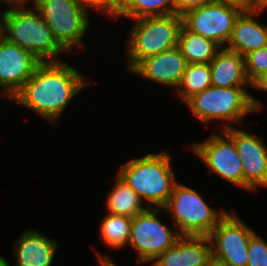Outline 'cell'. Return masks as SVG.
Returning a JSON list of instances; mask_svg holds the SVG:
<instances>
[{
    "label": "cell",
    "mask_w": 267,
    "mask_h": 266,
    "mask_svg": "<svg viewBox=\"0 0 267 266\" xmlns=\"http://www.w3.org/2000/svg\"><path fill=\"white\" fill-rule=\"evenodd\" d=\"M194 116L207 125L212 120L242 123V119L261 109V102L246 92L244 86H210L190 97L186 103Z\"/></svg>",
    "instance_id": "cell-4"
},
{
    "label": "cell",
    "mask_w": 267,
    "mask_h": 266,
    "mask_svg": "<svg viewBox=\"0 0 267 266\" xmlns=\"http://www.w3.org/2000/svg\"><path fill=\"white\" fill-rule=\"evenodd\" d=\"M33 5L66 52L78 46L84 49L82 38L90 23L88 9L79 0H33Z\"/></svg>",
    "instance_id": "cell-7"
},
{
    "label": "cell",
    "mask_w": 267,
    "mask_h": 266,
    "mask_svg": "<svg viewBox=\"0 0 267 266\" xmlns=\"http://www.w3.org/2000/svg\"><path fill=\"white\" fill-rule=\"evenodd\" d=\"M212 134L206 141L191 145L190 149L207 165L210 174L213 171L244 189L242 160L234 141L223 130L221 135Z\"/></svg>",
    "instance_id": "cell-11"
},
{
    "label": "cell",
    "mask_w": 267,
    "mask_h": 266,
    "mask_svg": "<svg viewBox=\"0 0 267 266\" xmlns=\"http://www.w3.org/2000/svg\"><path fill=\"white\" fill-rule=\"evenodd\" d=\"M5 21H6V9L0 15V43L6 39Z\"/></svg>",
    "instance_id": "cell-30"
},
{
    "label": "cell",
    "mask_w": 267,
    "mask_h": 266,
    "mask_svg": "<svg viewBox=\"0 0 267 266\" xmlns=\"http://www.w3.org/2000/svg\"><path fill=\"white\" fill-rule=\"evenodd\" d=\"M104 256L105 255H101V254H99L98 256L101 266H116V264H114V262L111 260L109 256H105V257Z\"/></svg>",
    "instance_id": "cell-32"
},
{
    "label": "cell",
    "mask_w": 267,
    "mask_h": 266,
    "mask_svg": "<svg viewBox=\"0 0 267 266\" xmlns=\"http://www.w3.org/2000/svg\"><path fill=\"white\" fill-rule=\"evenodd\" d=\"M0 266H10L7 260H5L1 255H0Z\"/></svg>",
    "instance_id": "cell-34"
},
{
    "label": "cell",
    "mask_w": 267,
    "mask_h": 266,
    "mask_svg": "<svg viewBox=\"0 0 267 266\" xmlns=\"http://www.w3.org/2000/svg\"><path fill=\"white\" fill-rule=\"evenodd\" d=\"M222 130L234 141L242 160L244 189L254 192L258 186L267 187V146L262 138L233 128L227 123L220 129Z\"/></svg>",
    "instance_id": "cell-12"
},
{
    "label": "cell",
    "mask_w": 267,
    "mask_h": 266,
    "mask_svg": "<svg viewBox=\"0 0 267 266\" xmlns=\"http://www.w3.org/2000/svg\"><path fill=\"white\" fill-rule=\"evenodd\" d=\"M217 1L235 4L247 10L250 0H217Z\"/></svg>",
    "instance_id": "cell-31"
},
{
    "label": "cell",
    "mask_w": 267,
    "mask_h": 266,
    "mask_svg": "<svg viewBox=\"0 0 267 266\" xmlns=\"http://www.w3.org/2000/svg\"><path fill=\"white\" fill-rule=\"evenodd\" d=\"M16 266H51L58 244L37 230H27L15 243Z\"/></svg>",
    "instance_id": "cell-16"
},
{
    "label": "cell",
    "mask_w": 267,
    "mask_h": 266,
    "mask_svg": "<svg viewBox=\"0 0 267 266\" xmlns=\"http://www.w3.org/2000/svg\"><path fill=\"white\" fill-rule=\"evenodd\" d=\"M168 152L147 154L132 159L119 168L118 175L140 196L149 202L148 207L155 205L163 208L177 183ZM151 203V205H150Z\"/></svg>",
    "instance_id": "cell-3"
},
{
    "label": "cell",
    "mask_w": 267,
    "mask_h": 266,
    "mask_svg": "<svg viewBox=\"0 0 267 266\" xmlns=\"http://www.w3.org/2000/svg\"><path fill=\"white\" fill-rule=\"evenodd\" d=\"M245 73L252 84L262 73L267 70V46L250 52L244 56Z\"/></svg>",
    "instance_id": "cell-24"
},
{
    "label": "cell",
    "mask_w": 267,
    "mask_h": 266,
    "mask_svg": "<svg viewBox=\"0 0 267 266\" xmlns=\"http://www.w3.org/2000/svg\"><path fill=\"white\" fill-rule=\"evenodd\" d=\"M254 15L260 13L244 10L236 19L231 38L225 48L242 56L267 46V26L261 25Z\"/></svg>",
    "instance_id": "cell-17"
},
{
    "label": "cell",
    "mask_w": 267,
    "mask_h": 266,
    "mask_svg": "<svg viewBox=\"0 0 267 266\" xmlns=\"http://www.w3.org/2000/svg\"><path fill=\"white\" fill-rule=\"evenodd\" d=\"M162 209L170 212L181 236H208L228 213L211 208L197 191L178 182Z\"/></svg>",
    "instance_id": "cell-6"
},
{
    "label": "cell",
    "mask_w": 267,
    "mask_h": 266,
    "mask_svg": "<svg viewBox=\"0 0 267 266\" xmlns=\"http://www.w3.org/2000/svg\"><path fill=\"white\" fill-rule=\"evenodd\" d=\"M128 39V69L132 71L142 60L178 46L183 26L182 16L144 17L134 20Z\"/></svg>",
    "instance_id": "cell-5"
},
{
    "label": "cell",
    "mask_w": 267,
    "mask_h": 266,
    "mask_svg": "<svg viewBox=\"0 0 267 266\" xmlns=\"http://www.w3.org/2000/svg\"><path fill=\"white\" fill-rule=\"evenodd\" d=\"M242 7L216 1L186 12L183 26L192 33L214 40L221 47L229 42Z\"/></svg>",
    "instance_id": "cell-9"
},
{
    "label": "cell",
    "mask_w": 267,
    "mask_h": 266,
    "mask_svg": "<svg viewBox=\"0 0 267 266\" xmlns=\"http://www.w3.org/2000/svg\"><path fill=\"white\" fill-rule=\"evenodd\" d=\"M265 7H267V0H250L247 11L260 13Z\"/></svg>",
    "instance_id": "cell-28"
},
{
    "label": "cell",
    "mask_w": 267,
    "mask_h": 266,
    "mask_svg": "<svg viewBox=\"0 0 267 266\" xmlns=\"http://www.w3.org/2000/svg\"><path fill=\"white\" fill-rule=\"evenodd\" d=\"M212 257L208 236H181L152 266H207Z\"/></svg>",
    "instance_id": "cell-15"
},
{
    "label": "cell",
    "mask_w": 267,
    "mask_h": 266,
    "mask_svg": "<svg viewBox=\"0 0 267 266\" xmlns=\"http://www.w3.org/2000/svg\"><path fill=\"white\" fill-rule=\"evenodd\" d=\"M41 63L32 53L6 39L0 43V91L12 99ZM2 89V90H1Z\"/></svg>",
    "instance_id": "cell-13"
},
{
    "label": "cell",
    "mask_w": 267,
    "mask_h": 266,
    "mask_svg": "<svg viewBox=\"0 0 267 266\" xmlns=\"http://www.w3.org/2000/svg\"><path fill=\"white\" fill-rule=\"evenodd\" d=\"M187 61L182 55L179 47L166 50L157 55L142 60L132 71L133 74L141 76L149 81L156 82L169 87L180 85Z\"/></svg>",
    "instance_id": "cell-14"
},
{
    "label": "cell",
    "mask_w": 267,
    "mask_h": 266,
    "mask_svg": "<svg viewBox=\"0 0 267 266\" xmlns=\"http://www.w3.org/2000/svg\"><path fill=\"white\" fill-rule=\"evenodd\" d=\"M253 233L236 213H227L208 235L212 257L228 266H247L248 245Z\"/></svg>",
    "instance_id": "cell-10"
},
{
    "label": "cell",
    "mask_w": 267,
    "mask_h": 266,
    "mask_svg": "<svg viewBox=\"0 0 267 266\" xmlns=\"http://www.w3.org/2000/svg\"><path fill=\"white\" fill-rule=\"evenodd\" d=\"M161 212L148 207L132 218L128 244L137 251L138 263L154 261L181 237L178 230H170L156 217Z\"/></svg>",
    "instance_id": "cell-8"
},
{
    "label": "cell",
    "mask_w": 267,
    "mask_h": 266,
    "mask_svg": "<svg viewBox=\"0 0 267 266\" xmlns=\"http://www.w3.org/2000/svg\"><path fill=\"white\" fill-rule=\"evenodd\" d=\"M247 256V266H267V242L256 232L251 235Z\"/></svg>",
    "instance_id": "cell-25"
},
{
    "label": "cell",
    "mask_w": 267,
    "mask_h": 266,
    "mask_svg": "<svg viewBox=\"0 0 267 266\" xmlns=\"http://www.w3.org/2000/svg\"><path fill=\"white\" fill-rule=\"evenodd\" d=\"M252 86L267 92V70L252 83Z\"/></svg>",
    "instance_id": "cell-29"
},
{
    "label": "cell",
    "mask_w": 267,
    "mask_h": 266,
    "mask_svg": "<svg viewBox=\"0 0 267 266\" xmlns=\"http://www.w3.org/2000/svg\"><path fill=\"white\" fill-rule=\"evenodd\" d=\"M209 64L211 86H252L245 73V58L241 54L222 47Z\"/></svg>",
    "instance_id": "cell-18"
},
{
    "label": "cell",
    "mask_w": 267,
    "mask_h": 266,
    "mask_svg": "<svg viewBox=\"0 0 267 266\" xmlns=\"http://www.w3.org/2000/svg\"><path fill=\"white\" fill-rule=\"evenodd\" d=\"M178 47L188 64L209 63L222 48L214 40L187 30L182 26Z\"/></svg>",
    "instance_id": "cell-19"
},
{
    "label": "cell",
    "mask_w": 267,
    "mask_h": 266,
    "mask_svg": "<svg viewBox=\"0 0 267 266\" xmlns=\"http://www.w3.org/2000/svg\"><path fill=\"white\" fill-rule=\"evenodd\" d=\"M131 223V217L108 212L100 224V236L103 242L112 249L126 246L130 240Z\"/></svg>",
    "instance_id": "cell-21"
},
{
    "label": "cell",
    "mask_w": 267,
    "mask_h": 266,
    "mask_svg": "<svg viewBox=\"0 0 267 266\" xmlns=\"http://www.w3.org/2000/svg\"><path fill=\"white\" fill-rule=\"evenodd\" d=\"M79 2L86 9H101L108 17L112 16L115 19H118L124 4V0H79Z\"/></svg>",
    "instance_id": "cell-26"
},
{
    "label": "cell",
    "mask_w": 267,
    "mask_h": 266,
    "mask_svg": "<svg viewBox=\"0 0 267 266\" xmlns=\"http://www.w3.org/2000/svg\"><path fill=\"white\" fill-rule=\"evenodd\" d=\"M217 0H174L175 14L183 16L186 12L201 6L216 2Z\"/></svg>",
    "instance_id": "cell-27"
},
{
    "label": "cell",
    "mask_w": 267,
    "mask_h": 266,
    "mask_svg": "<svg viewBox=\"0 0 267 266\" xmlns=\"http://www.w3.org/2000/svg\"><path fill=\"white\" fill-rule=\"evenodd\" d=\"M211 69L209 63L187 64L177 90L181 100L186 102L190 97L211 86Z\"/></svg>",
    "instance_id": "cell-22"
},
{
    "label": "cell",
    "mask_w": 267,
    "mask_h": 266,
    "mask_svg": "<svg viewBox=\"0 0 267 266\" xmlns=\"http://www.w3.org/2000/svg\"><path fill=\"white\" fill-rule=\"evenodd\" d=\"M84 78L64 61L41 62L12 100L56 124L69 102L90 84Z\"/></svg>",
    "instance_id": "cell-1"
},
{
    "label": "cell",
    "mask_w": 267,
    "mask_h": 266,
    "mask_svg": "<svg viewBox=\"0 0 267 266\" xmlns=\"http://www.w3.org/2000/svg\"><path fill=\"white\" fill-rule=\"evenodd\" d=\"M207 266H228V265L218 259H215L214 257H211L207 263Z\"/></svg>",
    "instance_id": "cell-33"
},
{
    "label": "cell",
    "mask_w": 267,
    "mask_h": 266,
    "mask_svg": "<svg viewBox=\"0 0 267 266\" xmlns=\"http://www.w3.org/2000/svg\"><path fill=\"white\" fill-rule=\"evenodd\" d=\"M175 14L174 0H124L120 15L130 19Z\"/></svg>",
    "instance_id": "cell-23"
},
{
    "label": "cell",
    "mask_w": 267,
    "mask_h": 266,
    "mask_svg": "<svg viewBox=\"0 0 267 266\" xmlns=\"http://www.w3.org/2000/svg\"><path fill=\"white\" fill-rule=\"evenodd\" d=\"M2 2L9 5L6 9V40L32 53L41 62L61 61L58 56L65 50L55 40L49 26L35 7L34 10H26L27 0Z\"/></svg>",
    "instance_id": "cell-2"
},
{
    "label": "cell",
    "mask_w": 267,
    "mask_h": 266,
    "mask_svg": "<svg viewBox=\"0 0 267 266\" xmlns=\"http://www.w3.org/2000/svg\"><path fill=\"white\" fill-rule=\"evenodd\" d=\"M115 185L106 199L109 213L134 218L147 209L142 206L140 196L119 175L114 177Z\"/></svg>",
    "instance_id": "cell-20"
}]
</instances>
